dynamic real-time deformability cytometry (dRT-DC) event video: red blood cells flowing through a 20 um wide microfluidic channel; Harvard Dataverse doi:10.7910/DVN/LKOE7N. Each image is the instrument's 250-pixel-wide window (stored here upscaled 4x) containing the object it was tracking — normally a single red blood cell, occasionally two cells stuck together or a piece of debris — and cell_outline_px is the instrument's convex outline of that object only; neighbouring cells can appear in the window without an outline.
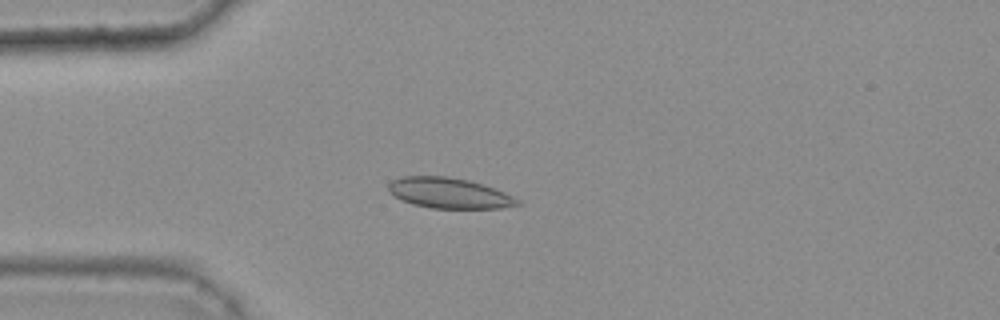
{"species": "common noctule bat (a hibernating species)", "species_latin": "Nyctalus noctula", "temperature_condition": "warm", "stored_images_in_passage": 35, "camera_frame_rate_fps": 3000, "um_per_image_px": 0.085, "animal": {"sex": "female", "body_mass_g": 25.1}, "frame": {"image": 1, "passage_image": 4, "time_ms": 1.0, "image_size_px": [1000, 320], "cell_outline_px": [[520, 204], [500, 208], [432, 208], [412, 204], [388, 192], [388, 184], [392, 180], [404, 176], [448, 176], [468, 180], [504, 192], [520, 200]], "centroid_in_image_um": [38.15, 16.41], "position_along_channel_um": 46.9, "area_um2": 22.66}}
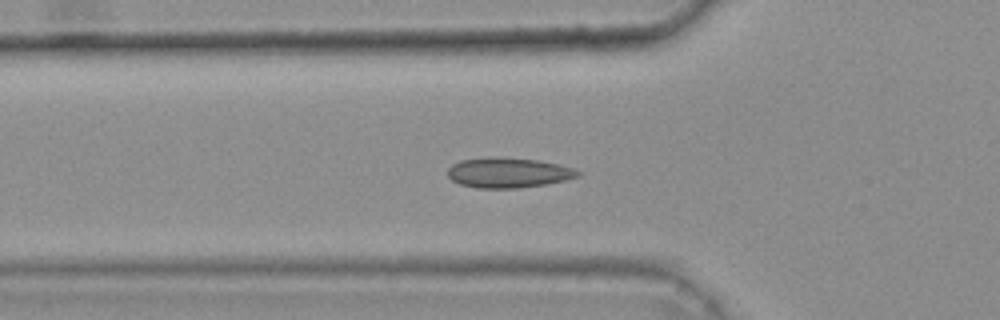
{"frame": {"image": 2, "passage_image": 8, "time_ms": 2.333, "image_size_px": [1000, 320], "cell_outline_px": [[580, 176], [548, 184], [520, 188], [476, 188], [460, 184], [452, 180], [448, 176], [448, 168], [452, 164], [460, 160], [492, 156], [536, 160], [556, 164], [572, 168], [580, 172]], "centroid_in_image_um": [43.17, 14.68], "position_along_channel_um": 82.6, "area_um2": 22.83}}
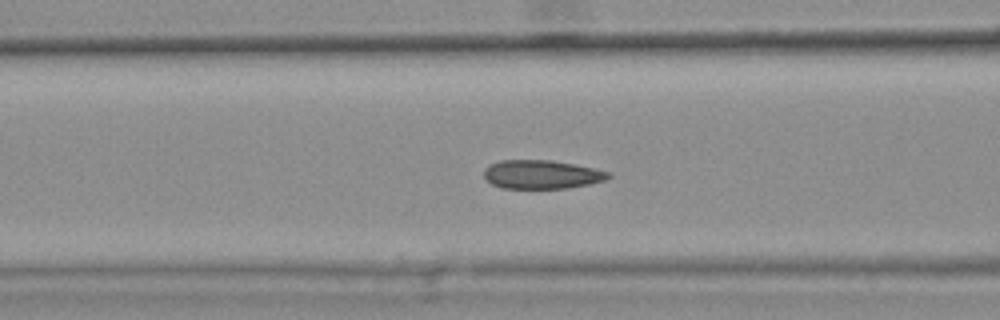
{"frame": {"image": 3, "passage_image": 11, "time_ms": 3.333, "image_size_px": [1000, 320], "cell_outline_px": [[612, 176], [604, 180], [588, 184], [568, 188], [500, 188], [492, 184], [484, 176], [484, 168], [488, 164], [500, 160], [552, 160], [612, 172]], "centroid_in_image_um": [46.02, 14.82], "position_along_channel_um": 120.6, "area_um2": 20.81}, "authors_computed_cell_mechanics": {"area_um2": 21.0392, "velocity_mm_per_s": 3.7544, "shape_relaxation_time_tau1_ms": null, "shape_relaxation_time_tau2_ms": 1.1252, "deformation_change_tau1": null, "deformation_change_tau2": 0.065}}